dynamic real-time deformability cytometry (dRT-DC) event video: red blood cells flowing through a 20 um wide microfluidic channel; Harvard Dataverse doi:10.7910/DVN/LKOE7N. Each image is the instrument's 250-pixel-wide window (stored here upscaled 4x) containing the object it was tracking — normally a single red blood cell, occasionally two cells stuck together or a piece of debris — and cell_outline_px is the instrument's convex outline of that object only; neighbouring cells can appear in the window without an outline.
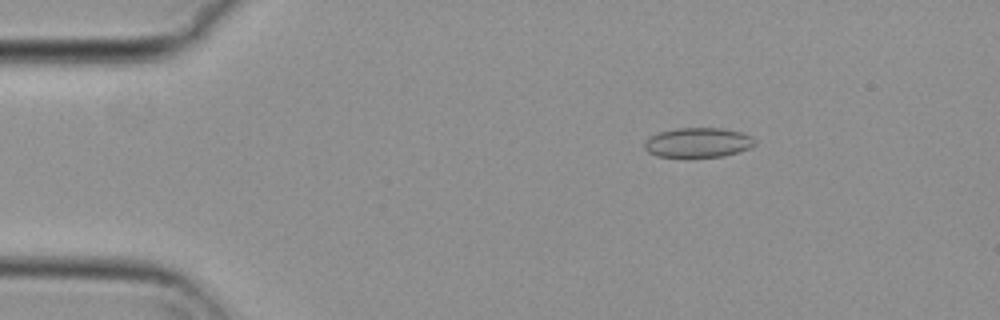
{"species": "common noctule bat (a hibernating species)", "species_latin": "Nyctalus noctula", "temperature_condition": "cold", "stored_images_in_passage": 55, "camera_frame_rate_fps": 3000, "um_per_image_px": 0.085, "animal": {"sex": "female", "body_mass_g": 29.2, "forearm_length_mm": 56.3}, "frame": {"image": 1, "passage_image": 9, "time_ms": 2.667, "image_size_px": [1000, 320], "cell_outline_px": [[756, 144], [748, 148], [724, 156], [656, 156], [648, 152], [644, 148], [644, 140], [660, 132], [676, 128], [720, 128], [740, 132], [752, 136], [756, 140]], "centroid_in_image_um": [59.33, 12.1], "position_along_channel_um": 25.7, "area_um2": 18.84}}
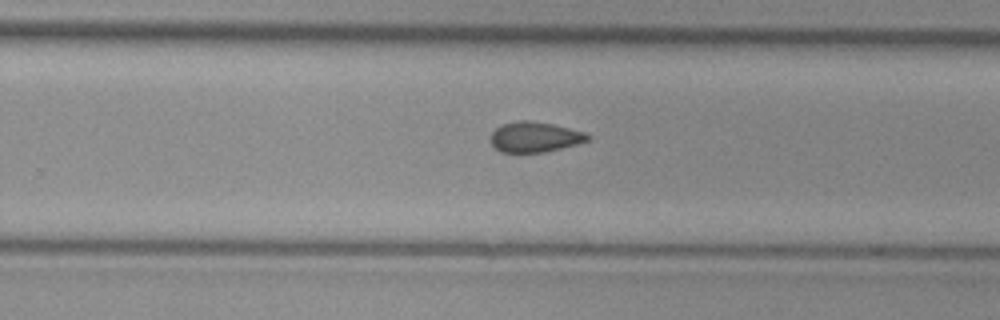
{"frame": {"image": 2, "passage_image": 35, "time_ms": 11.333, "image_size_px": [1000, 320], "cell_outline_px": [[592, 140], [544, 152], [500, 152], [488, 140], [492, 132], [496, 128], [504, 124], [516, 120], [532, 120], [552, 124], [584, 132], [592, 136]], "centroid_in_image_um": [45.45, 11.64], "position_along_channel_um": 284.3, "area_um2": 17.22}}
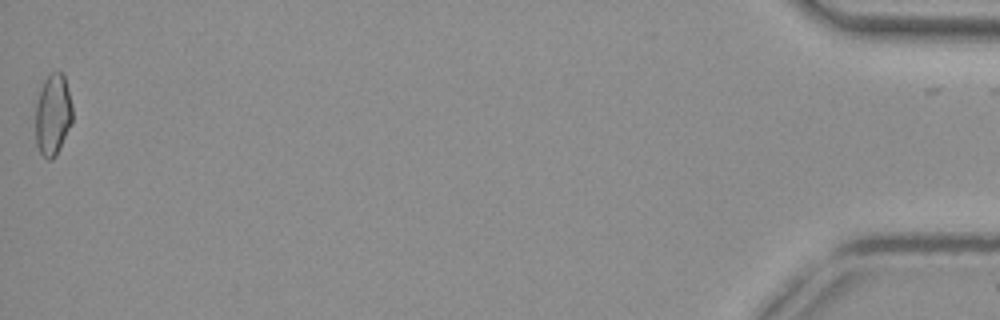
{"frame": {"image": 3, "passage_image": 55, "time_ms": 18.0, "image_size_px": [1000, 320], "cell_outline_px": [[72, 124], [56, 156], [52, 160], [48, 160], [40, 152], [36, 144], [36, 104], [40, 88], [44, 80], [52, 72], [60, 72], [64, 76], [72, 104]], "centroid_in_image_um": [4.5, 9.78], "position_along_channel_um": 430.7, "area_um2": 17.57}, "authors_computed_cell_mechanics": {"area_um2": 17.8602, "velocity_mm_per_s": 3.7523, "shape_relaxation_time_tau1_ms": null, "shape_relaxation_time_tau2_ms": 4.0208, "deformation_change_tau1": null, "deformation_change_tau2": 0.0967}}